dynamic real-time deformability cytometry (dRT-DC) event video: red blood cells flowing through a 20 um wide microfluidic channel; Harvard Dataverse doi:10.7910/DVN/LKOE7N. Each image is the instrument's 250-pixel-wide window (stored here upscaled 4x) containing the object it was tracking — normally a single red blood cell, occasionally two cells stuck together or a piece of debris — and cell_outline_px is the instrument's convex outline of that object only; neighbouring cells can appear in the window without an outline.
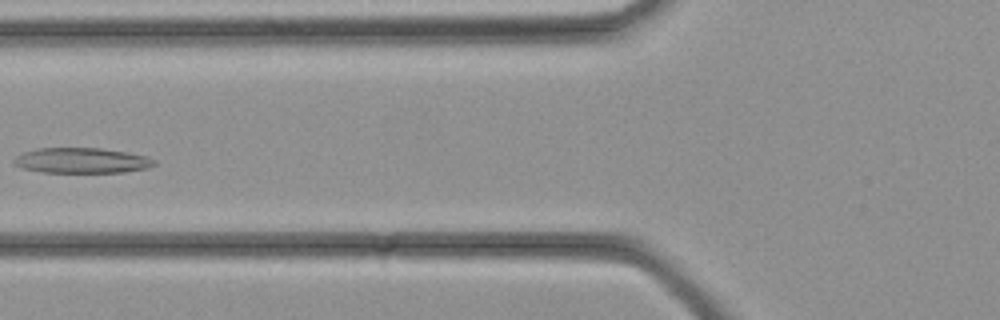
{"species": "common noctule bat (a hibernating species)", "species_latin": "Nyctalus noctula", "temperature_condition": "cold", "stored_images_in_passage": 22, "camera_frame_rate_fps": 3000, "um_per_image_px": 0.085, "animal": {"sex": "female", "body_mass_g": 21.9}, "frame": {"image": 1, "passage_image": 7, "time_ms": 2.0, "image_size_px": [1000, 320], "cell_outline_px": [[156, 164], [148, 168], [124, 172], [40, 172], [24, 168], [12, 164], [12, 160], [16, 156], [24, 152], [40, 148], [100, 148], [128, 152], [148, 156], [156, 160]], "centroid_in_image_um": [6.97, 13.64], "position_along_channel_um": 118.8, "area_um2": 20.81}}
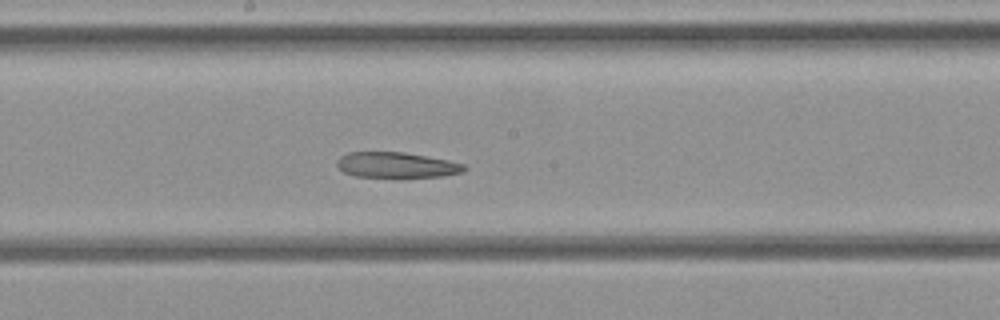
{"frame": {"image": 2, "passage_image": 12, "time_ms": 3.667, "image_size_px": [1000, 320], "cell_outline_px": [[468, 168], [464, 172], [444, 176], [404, 180], [400, 180], [356, 176], [344, 172], [336, 164], [336, 160], [340, 156], [348, 152], [404, 152], [448, 160], [464, 164]], "centroid_in_image_um": [33.74, 14.08], "position_along_channel_um": 214.5, "area_um2": 20.0}}
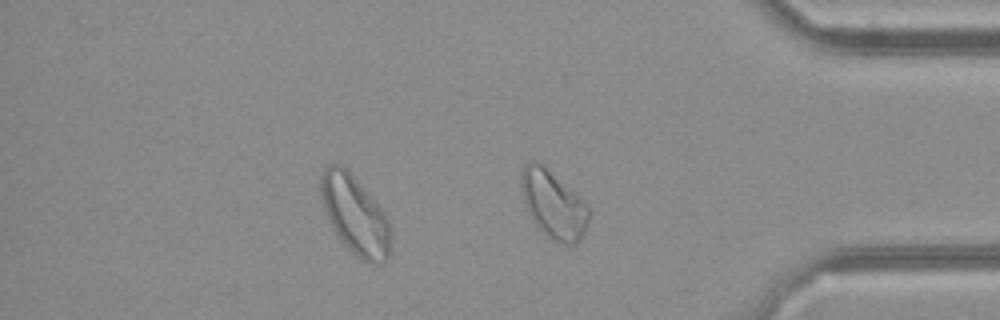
{"frame": {"image": 3, "passage_image": 22, "time_ms": 7.0, "image_size_px": [1000, 320], "cell_outline_px": [[392, 256], [380, 264], [368, 264], [360, 260], [344, 244], [336, 232], [324, 208], [320, 196], [320, 176], [324, 168], [328, 164], [340, 164], [360, 184], [384, 212], [388, 220], [392, 232]], "centroid_in_image_um": [30.22, 18.35], "position_along_channel_um": 405.0, "area_um2": 32.14}}